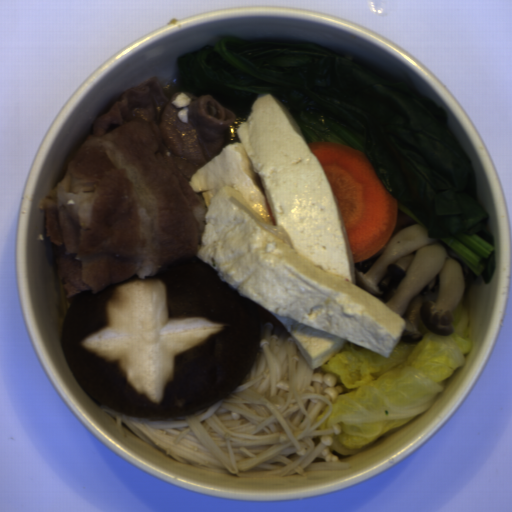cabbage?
I'll return each instance as SVG.
<instances>
[{
	"label": "cabbage",
	"mask_w": 512,
	"mask_h": 512,
	"mask_svg": "<svg viewBox=\"0 0 512 512\" xmlns=\"http://www.w3.org/2000/svg\"><path fill=\"white\" fill-rule=\"evenodd\" d=\"M422 338H399L389 357L351 342L315 372L333 375L343 391L316 430L340 425L330 452L351 456L420 417L443 393L444 382L465 365L473 349L470 308L462 299L452 311L451 335L430 331L419 319ZM315 431V430H314Z\"/></svg>",
	"instance_id": "obj_1"
}]
</instances>
